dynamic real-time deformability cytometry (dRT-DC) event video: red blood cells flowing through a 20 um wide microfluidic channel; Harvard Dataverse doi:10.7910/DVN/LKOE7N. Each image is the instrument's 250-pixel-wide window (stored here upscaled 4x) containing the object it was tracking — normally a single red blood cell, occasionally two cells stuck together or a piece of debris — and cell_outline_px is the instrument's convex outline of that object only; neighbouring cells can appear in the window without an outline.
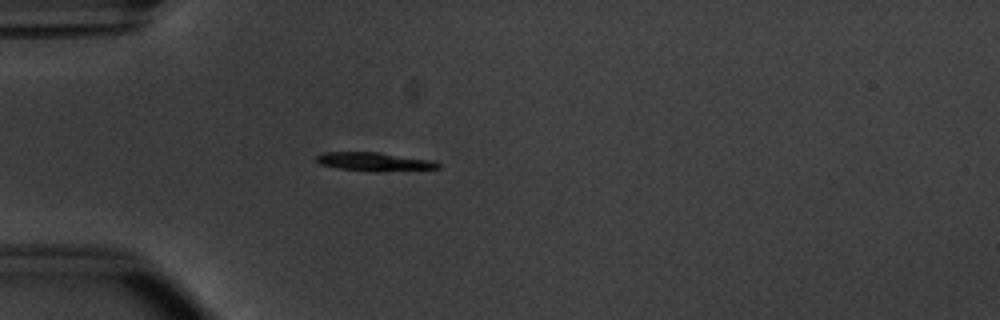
{"species": "common noctule bat (a hibernating species)", "species_latin": "Nyctalus noctula", "temperature_condition": "warm", "stored_images_in_passage": 50, "camera_frame_rate_fps": 3000, "um_per_image_px": 0.085, "animal": {"sex": "male", "body_mass_g": 20.1, "forearm_length_mm": 53.5}, "frame": {"image": 1, "passage_image": 12, "time_ms": 3.667, "image_size_px": [1000, 320], "cell_outline_px": [[440, 168], [376, 172], [340, 168], [320, 164], [316, 160], [316, 156], [324, 152], [380, 152], [432, 160], [440, 164]], "centroid_in_image_um": [31.83, 13.74], "position_along_channel_um": 53.2, "area_um2": 13.12}}
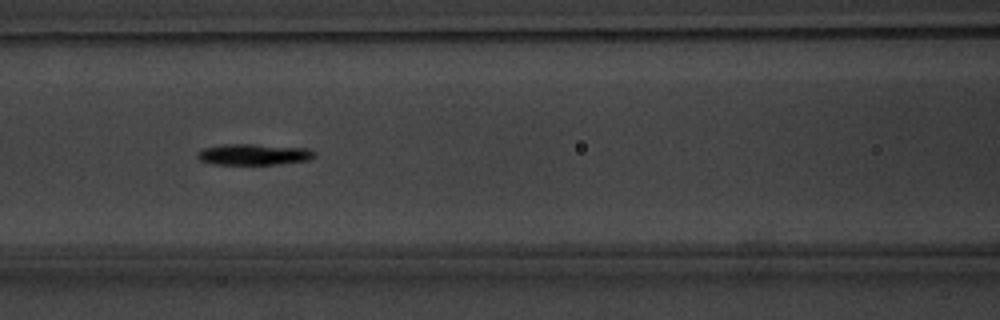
{"frame": {"image": 2, "passage_image": 20, "time_ms": 6.333, "image_size_px": [1000, 320], "cell_outline_px": [[316, 156], [308, 160], [276, 164], [212, 164], [200, 160], [196, 156], [204, 148], [224, 144], [252, 144], [308, 148], [316, 152]], "centroid_in_image_um": [21.6, 13.12], "position_along_channel_um": 145.0, "area_um2": 14.28}}
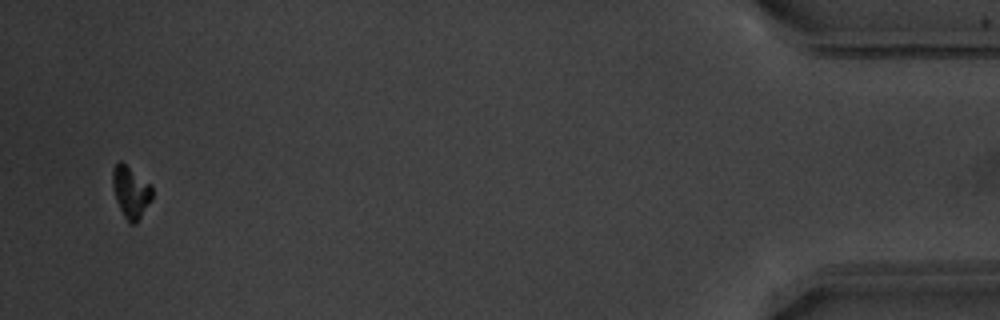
{"frame": {"image": 3, "passage_image": 48, "time_ms": 15.667, "image_size_px": [1000, 320], "cell_outline_px": [[152, 200], [136, 224], [128, 224], [116, 200], [112, 188], [112, 168], [120, 160], [152, 184]], "centroid_in_image_um": [11.12, 16.32], "position_along_channel_um": 424.1, "area_um2": 12.2}, "authors_computed_cell_mechanics": {"area_um2": 13.1784, "velocity_mm_per_s": 3.8226, "shape_relaxation_time_tau1_ms": 2.4119, "shape_relaxation_time_tau2_ms": null, "deformation_change_tau1": 0.1601, "deformation_change_tau2": null}}